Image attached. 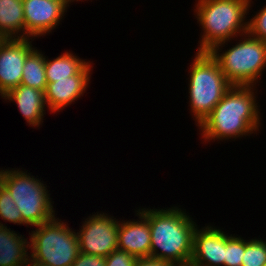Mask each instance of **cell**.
<instances>
[{
    "mask_svg": "<svg viewBox=\"0 0 266 266\" xmlns=\"http://www.w3.org/2000/svg\"><path fill=\"white\" fill-rule=\"evenodd\" d=\"M255 86H232L199 124L204 141L229 140L259 131L260 111Z\"/></svg>",
    "mask_w": 266,
    "mask_h": 266,
    "instance_id": "1",
    "label": "cell"
},
{
    "mask_svg": "<svg viewBox=\"0 0 266 266\" xmlns=\"http://www.w3.org/2000/svg\"><path fill=\"white\" fill-rule=\"evenodd\" d=\"M138 211L149 222L150 257L173 264L190 263L193 236L198 226L192 218L177 206L166 210L139 208Z\"/></svg>",
    "mask_w": 266,
    "mask_h": 266,
    "instance_id": "2",
    "label": "cell"
},
{
    "mask_svg": "<svg viewBox=\"0 0 266 266\" xmlns=\"http://www.w3.org/2000/svg\"><path fill=\"white\" fill-rule=\"evenodd\" d=\"M251 2L252 0H198L194 11L197 22L202 26L203 35L197 51L222 52L220 47H224L226 42L238 35L243 37L248 32V22L245 19Z\"/></svg>",
    "mask_w": 266,
    "mask_h": 266,
    "instance_id": "3",
    "label": "cell"
},
{
    "mask_svg": "<svg viewBox=\"0 0 266 266\" xmlns=\"http://www.w3.org/2000/svg\"><path fill=\"white\" fill-rule=\"evenodd\" d=\"M190 70L189 106L199 126L232 85L209 51H197Z\"/></svg>",
    "mask_w": 266,
    "mask_h": 266,
    "instance_id": "4",
    "label": "cell"
},
{
    "mask_svg": "<svg viewBox=\"0 0 266 266\" xmlns=\"http://www.w3.org/2000/svg\"><path fill=\"white\" fill-rule=\"evenodd\" d=\"M58 219V220H57ZM42 223L30 235V261L48 266H72L80 253L75 230L59 218Z\"/></svg>",
    "mask_w": 266,
    "mask_h": 266,
    "instance_id": "5",
    "label": "cell"
},
{
    "mask_svg": "<svg viewBox=\"0 0 266 266\" xmlns=\"http://www.w3.org/2000/svg\"><path fill=\"white\" fill-rule=\"evenodd\" d=\"M2 185L10 192L22 216V225L38 226L55 217L46 184L20 169L5 170ZM45 185V186H44Z\"/></svg>",
    "mask_w": 266,
    "mask_h": 266,
    "instance_id": "6",
    "label": "cell"
},
{
    "mask_svg": "<svg viewBox=\"0 0 266 266\" xmlns=\"http://www.w3.org/2000/svg\"><path fill=\"white\" fill-rule=\"evenodd\" d=\"M243 35V40H239L227 51L210 54L218 61L221 71L232 86H256L266 68V42L253 37L249 32Z\"/></svg>",
    "mask_w": 266,
    "mask_h": 266,
    "instance_id": "7",
    "label": "cell"
},
{
    "mask_svg": "<svg viewBox=\"0 0 266 266\" xmlns=\"http://www.w3.org/2000/svg\"><path fill=\"white\" fill-rule=\"evenodd\" d=\"M107 213L89 216L76 232L80 252L107 257L118 249L119 222Z\"/></svg>",
    "mask_w": 266,
    "mask_h": 266,
    "instance_id": "8",
    "label": "cell"
},
{
    "mask_svg": "<svg viewBox=\"0 0 266 266\" xmlns=\"http://www.w3.org/2000/svg\"><path fill=\"white\" fill-rule=\"evenodd\" d=\"M31 43L32 38H9L0 42L1 97L21 84L25 59L34 49Z\"/></svg>",
    "mask_w": 266,
    "mask_h": 266,
    "instance_id": "9",
    "label": "cell"
},
{
    "mask_svg": "<svg viewBox=\"0 0 266 266\" xmlns=\"http://www.w3.org/2000/svg\"><path fill=\"white\" fill-rule=\"evenodd\" d=\"M25 38L45 36L60 23L69 6L64 0H22Z\"/></svg>",
    "mask_w": 266,
    "mask_h": 266,
    "instance_id": "10",
    "label": "cell"
},
{
    "mask_svg": "<svg viewBox=\"0 0 266 266\" xmlns=\"http://www.w3.org/2000/svg\"><path fill=\"white\" fill-rule=\"evenodd\" d=\"M91 63H89L76 75L68 79L48 82L45 89V99L51 113L60 112L72 102L77 101L88 88L90 81Z\"/></svg>",
    "mask_w": 266,
    "mask_h": 266,
    "instance_id": "11",
    "label": "cell"
},
{
    "mask_svg": "<svg viewBox=\"0 0 266 266\" xmlns=\"http://www.w3.org/2000/svg\"><path fill=\"white\" fill-rule=\"evenodd\" d=\"M225 232L205 226L196 228L193 236V252L190 263L194 266H224Z\"/></svg>",
    "mask_w": 266,
    "mask_h": 266,
    "instance_id": "12",
    "label": "cell"
},
{
    "mask_svg": "<svg viewBox=\"0 0 266 266\" xmlns=\"http://www.w3.org/2000/svg\"><path fill=\"white\" fill-rule=\"evenodd\" d=\"M138 221L119 223L118 249L137 258L150 257L151 234L148 220L137 210Z\"/></svg>",
    "mask_w": 266,
    "mask_h": 266,
    "instance_id": "13",
    "label": "cell"
},
{
    "mask_svg": "<svg viewBox=\"0 0 266 266\" xmlns=\"http://www.w3.org/2000/svg\"><path fill=\"white\" fill-rule=\"evenodd\" d=\"M6 101L15 102L28 125L39 127L43 122L45 112V92L23 84L11 89L4 96Z\"/></svg>",
    "mask_w": 266,
    "mask_h": 266,
    "instance_id": "14",
    "label": "cell"
},
{
    "mask_svg": "<svg viewBox=\"0 0 266 266\" xmlns=\"http://www.w3.org/2000/svg\"><path fill=\"white\" fill-rule=\"evenodd\" d=\"M29 242L0 223V266H27Z\"/></svg>",
    "mask_w": 266,
    "mask_h": 266,
    "instance_id": "15",
    "label": "cell"
},
{
    "mask_svg": "<svg viewBox=\"0 0 266 266\" xmlns=\"http://www.w3.org/2000/svg\"><path fill=\"white\" fill-rule=\"evenodd\" d=\"M0 36L3 39L25 38L22 0H0Z\"/></svg>",
    "mask_w": 266,
    "mask_h": 266,
    "instance_id": "16",
    "label": "cell"
},
{
    "mask_svg": "<svg viewBox=\"0 0 266 266\" xmlns=\"http://www.w3.org/2000/svg\"><path fill=\"white\" fill-rule=\"evenodd\" d=\"M88 63L89 61L86 62L71 52H65L53 60L46 59L45 56L47 82L68 79V77L78 74Z\"/></svg>",
    "mask_w": 266,
    "mask_h": 266,
    "instance_id": "17",
    "label": "cell"
},
{
    "mask_svg": "<svg viewBox=\"0 0 266 266\" xmlns=\"http://www.w3.org/2000/svg\"><path fill=\"white\" fill-rule=\"evenodd\" d=\"M42 52L34 49L27 55L22 70L21 84L42 90L47 86L45 72V56Z\"/></svg>",
    "mask_w": 266,
    "mask_h": 266,
    "instance_id": "18",
    "label": "cell"
},
{
    "mask_svg": "<svg viewBox=\"0 0 266 266\" xmlns=\"http://www.w3.org/2000/svg\"><path fill=\"white\" fill-rule=\"evenodd\" d=\"M241 266H266V241L245 240V253Z\"/></svg>",
    "mask_w": 266,
    "mask_h": 266,
    "instance_id": "19",
    "label": "cell"
},
{
    "mask_svg": "<svg viewBox=\"0 0 266 266\" xmlns=\"http://www.w3.org/2000/svg\"><path fill=\"white\" fill-rule=\"evenodd\" d=\"M245 253V240L240 236L225 234L224 266H241Z\"/></svg>",
    "mask_w": 266,
    "mask_h": 266,
    "instance_id": "20",
    "label": "cell"
},
{
    "mask_svg": "<svg viewBox=\"0 0 266 266\" xmlns=\"http://www.w3.org/2000/svg\"><path fill=\"white\" fill-rule=\"evenodd\" d=\"M0 218L5 222L22 224L20 210L16 207L10 192L2 184L0 185Z\"/></svg>",
    "mask_w": 266,
    "mask_h": 266,
    "instance_id": "21",
    "label": "cell"
},
{
    "mask_svg": "<svg viewBox=\"0 0 266 266\" xmlns=\"http://www.w3.org/2000/svg\"><path fill=\"white\" fill-rule=\"evenodd\" d=\"M248 22V32L258 39L266 42V6H264L258 13Z\"/></svg>",
    "mask_w": 266,
    "mask_h": 266,
    "instance_id": "22",
    "label": "cell"
},
{
    "mask_svg": "<svg viewBox=\"0 0 266 266\" xmlns=\"http://www.w3.org/2000/svg\"><path fill=\"white\" fill-rule=\"evenodd\" d=\"M137 257L122 250H114L105 257V266H135Z\"/></svg>",
    "mask_w": 266,
    "mask_h": 266,
    "instance_id": "23",
    "label": "cell"
},
{
    "mask_svg": "<svg viewBox=\"0 0 266 266\" xmlns=\"http://www.w3.org/2000/svg\"><path fill=\"white\" fill-rule=\"evenodd\" d=\"M72 266H105V257L80 252Z\"/></svg>",
    "mask_w": 266,
    "mask_h": 266,
    "instance_id": "24",
    "label": "cell"
},
{
    "mask_svg": "<svg viewBox=\"0 0 266 266\" xmlns=\"http://www.w3.org/2000/svg\"><path fill=\"white\" fill-rule=\"evenodd\" d=\"M175 264L153 257L138 258L135 266H174Z\"/></svg>",
    "mask_w": 266,
    "mask_h": 266,
    "instance_id": "25",
    "label": "cell"
},
{
    "mask_svg": "<svg viewBox=\"0 0 266 266\" xmlns=\"http://www.w3.org/2000/svg\"><path fill=\"white\" fill-rule=\"evenodd\" d=\"M27 266H48V265H43V264H40V263H32V262H29L27 264Z\"/></svg>",
    "mask_w": 266,
    "mask_h": 266,
    "instance_id": "26",
    "label": "cell"
},
{
    "mask_svg": "<svg viewBox=\"0 0 266 266\" xmlns=\"http://www.w3.org/2000/svg\"><path fill=\"white\" fill-rule=\"evenodd\" d=\"M174 266H194L192 263H186V264H175Z\"/></svg>",
    "mask_w": 266,
    "mask_h": 266,
    "instance_id": "27",
    "label": "cell"
},
{
    "mask_svg": "<svg viewBox=\"0 0 266 266\" xmlns=\"http://www.w3.org/2000/svg\"><path fill=\"white\" fill-rule=\"evenodd\" d=\"M5 170H0V185L2 184V178Z\"/></svg>",
    "mask_w": 266,
    "mask_h": 266,
    "instance_id": "28",
    "label": "cell"
},
{
    "mask_svg": "<svg viewBox=\"0 0 266 266\" xmlns=\"http://www.w3.org/2000/svg\"><path fill=\"white\" fill-rule=\"evenodd\" d=\"M68 5L71 4L74 1H79V0H64Z\"/></svg>",
    "mask_w": 266,
    "mask_h": 266,
    "instance_id": "29",
    "label": "cell"
}]
</instances>
